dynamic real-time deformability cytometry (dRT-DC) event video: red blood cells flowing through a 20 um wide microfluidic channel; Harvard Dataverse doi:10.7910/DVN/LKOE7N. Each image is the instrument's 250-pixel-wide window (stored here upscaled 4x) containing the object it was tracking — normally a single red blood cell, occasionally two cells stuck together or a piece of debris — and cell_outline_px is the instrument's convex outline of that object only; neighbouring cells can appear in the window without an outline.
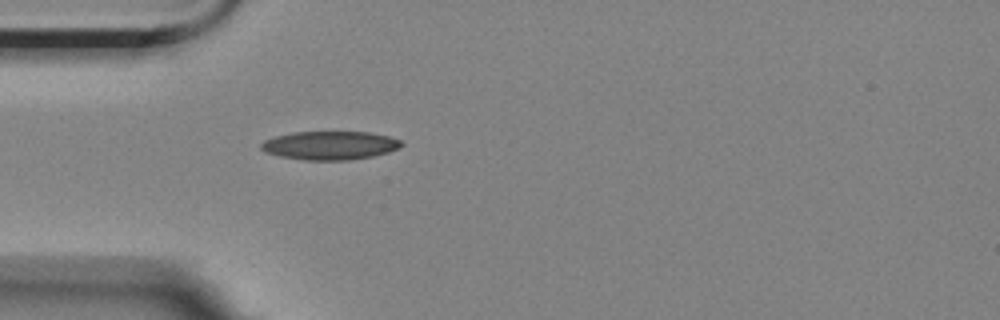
{"species": "Egyptian fruit bat (a non-hibernating species)", "species_latin": "Rousettus aegyptiacus", "temperature_condition": "room temperature", "stored_images_in_passage": 3, "camera_frame_rate_fps": 3000, "um_per_image_px": 0.085, "animal": {"sex": "female"}, "frame": {"image": 1, "passage_image": 3, "time_ms": 5.0, "image_size_px": [1000, 320], "cell_outline_px": [[404, 144], [400, 148], [388, 152], [372, 156], [352, 160], [304, 160], [280, 156], [264, 152], [260, 148], [260, 144], [264, 140], [276, 136], [292, 132], [368, 132], [388, 136], [400, 140]], "centroid_in_image_um": [28.04, 12.36], "position_along_channel_um": 57.0, "area_um2": 23.41}}